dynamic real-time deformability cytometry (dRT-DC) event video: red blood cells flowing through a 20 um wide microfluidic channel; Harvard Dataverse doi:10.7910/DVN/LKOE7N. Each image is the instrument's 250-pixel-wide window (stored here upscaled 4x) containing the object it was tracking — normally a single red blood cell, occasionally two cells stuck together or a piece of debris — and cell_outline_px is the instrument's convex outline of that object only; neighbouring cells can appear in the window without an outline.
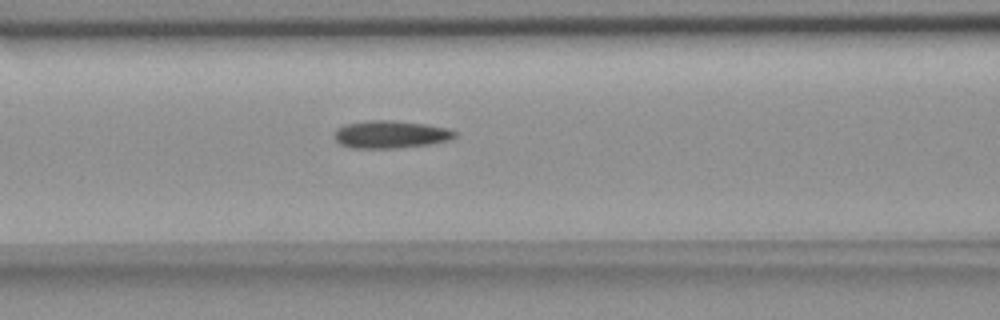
{"species": "common noctule bat (a hibernating species)", "species_latin": "Nyctalus noctula", "temperature_condition": "room temperature", "stored_images_in_passage": 31, "camera_frame_rate_fps": 3000, "um_per_image_px": 0.085, "animal": {"sex": "female", "body_mass_g": 18.4}, "frame": {"image": 1, "passage_image": 6, "time_ms": 1.667, "image_size_px": [1000, 320], "cell_outline_px": [[456, 136], [448, 140], [428, 144], [400, 148], [352, 148], [340, 144], [336, 140], [336, 128], [344, 124], [368, 120], [392, 120], [428, 124], [448, 128], [456, 132]], "centroid_in_image_um": [33.2, 11.41], "position_along_channel_um": 133.4, "area_um2": 19.42}}
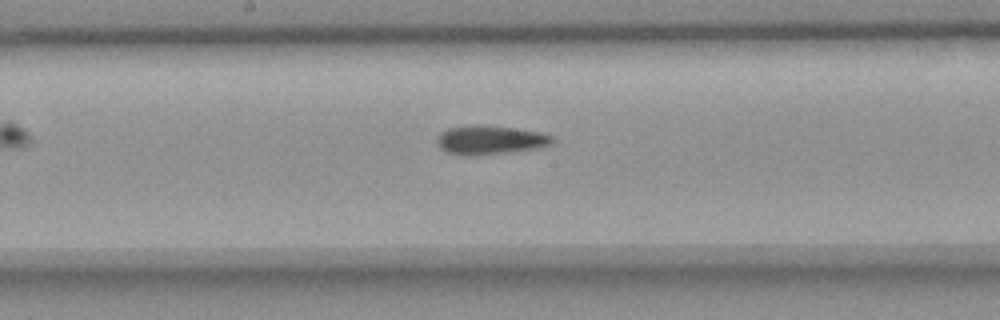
{"frame": {"image": 2, "passage_image": 12, "time_ms": 3.667, "image_size_px": [1000, 320], "cell_outline_px": [[552, 140], [548, 144], [536, 148], [500, 152], [448, 152], [440, 148], [436, 144], [436, 136], [440, 132], [448, 128], [464, 124], [484, 124], [516, 128], [540, 132], [552, 136]], "centroid_in_image_um": [41.6, 11.8], "position_along_channel_um": 206.6, "area_um2": 18.61}}
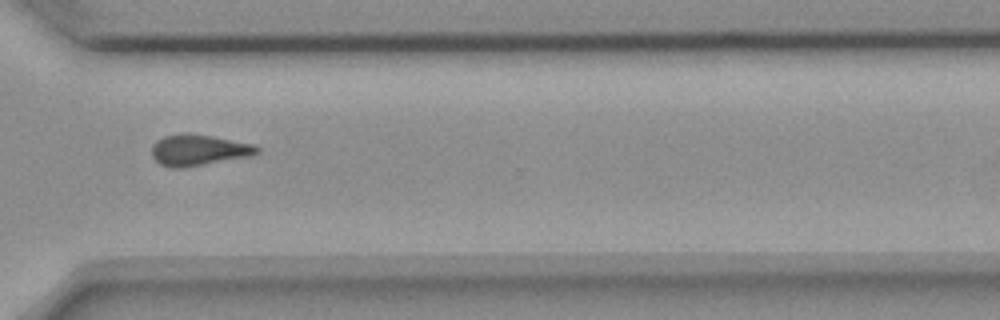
{"frame": {"image": 3, "passage_image": 24, "time_ms": 7.667, "image_size_px": [1000, 320], "cell_outline_px": [[260, 152], [252, 156], [180, 168], [172, 168], [160, 164], [152, 156], [152, 144], [156, 140], [164, 136], [184, 132], [212, 136], [252, 144], [260, 148]], "centroid_in_image_um": [16.87, 12.75], "position_along_channel_um": 353.7, "area_um2": 19.07}}